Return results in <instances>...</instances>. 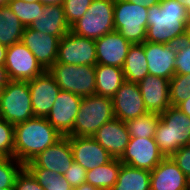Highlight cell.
Here are the masks:
<instances>
[{
    "label": "cell",
    "instance_id": "8d00e7d4",
    "mask_svg": "<svg viewBox=\"0 0 190 190\" xmlns=\"http://www.w3.org/2000/svg\"><path fill=\"white\" fill-rule=\"evenodd\" d=\"M14 190H45L24 167L17 175Z\"/></svg>",
    "mask_w": 190,
    "mask_h": 190
},
{
    "label": "cell",
    "instance_id": "ba28073f",
    "mask_svg": "<svg viewBox=\"0 0 190 190\" xmlns=\"http://www.w3.org/2000/svg\"><path fill=\"white\" fill-rule=\"evenodd\" d=\"M48 71L61 90L74 93L81 98L95 94V66L55 63Z\"/></svg>",
    "mask_w": 190,
    "mask_h": 190
},
{
    "label": "cell",
    "instance_id": "ee69618b",
    "mask_svg": "<svg viewBox=\"0 0 190 190\" xmlns=\"http://www.w3.org/2000/svg\"><path fill=\"white\" fill-rule=\"evenodd\" d=\"M65 0H38V2L42 3L44 6L47 5H63Z\"/></svg>",
    "mask_w": 190,
    "mask_h": 190
},
{
    "label": "cell",
    "instance_id": "6da1fadb",
    "mask_svg": "<svg viewBox=\"0 0 190 190\" xmlns=\"http://www.w3.org/2000/svg\"><path fill=\"white\" fill-rule=\"evenodd\" d=\"M190 18L182 3L177 0H160L148 7L145 41L159 44H176L188 36Z\"/></svg>",
    "mask_w": 190,
    "mask_h": 190
},
{
    "label": "cell",
    "instance_id": "681fc988",
    "mask_svg": "<svg viewBox=\"0 0 190 190\" xmlns=\"http://www.w3.org/2000/svg\"><path fill=\"white\" fill-rule=\"evenodd\" d=\"M23 1H25V2H38V0H23Z\"/></svg>",
    "mask_w": 190,
    "mask_h": 190
},
{
    "label": "cell",
    "instance_id": "484cf974",
    "mask_svg": "<svg viewBox=\"0 0 190 190\" xmlns=\"http://www.w3.org/2000/svg\"><path fill=\"white\" fill-rule=\"evenodd\" d=\"M151 171L121 164L118 178L111 190H150Z\"/></svg>",
    "mask_w": 190,
    "mask_h": 190
},
{
    "label": "cell",
    "instance_id": "5b68a950",
    "mask_svg": "<svg viewBox=\"0 0 190 190\" xmlns=\"http://www.w3.org/2000/svg\"><path fill=\"white\" fill-rule=\"evenodd\" d=\"M0 117L12 125L35 117L28 81L10 80L0 90Z\"/></svg>",
    "mask_w": 190,
    "mask_h": 190
},
{
    "label": "cell",
    "instance_id": "d590c367",
    "mask_svg": "<svg viewBox=\"0 0 190 190\" xmlns=\"http://www.w3.org/2000/svg\"><path fill=\"white\" fill-rule=\"evenodd\" d=\"M175 75L190 73V39L185 38L176 43Z\"/></svg>",
    "mask_w": 190,
    "mask_h": 190
},
{
    "label": "cell",
    "instance_id": "9a60e30c",
    "mask_svg": "<svg viewBox=\"0 0 190 190\" xmlns=\"http://www.w3.org/2000/svg\"><path fill=\"white\" fill-rule=\"evenodd\" d=\"M115 118L126 122L148 113L138 83L125 81L112 97Z\"/></svg>",
    "mask_w": 190,
    "mask_h": 190
},
{
    "label": "cell",
    "instance_id": "4fadbf2b",
    "mask_svg": "<svg viewBox=\"0 0 190 190\" xmlns=\"http://www.w3.org/2000/svg\"><path fill=\"white\" fill-rule=\"evenodd\" d=\"M73 161V153L68 136H62L53 145L40 152L36 158L24 167L45 168L64 176Z\"/></svg>",
    "mask_w": 190,
    "mask_h": 190
},
{
    "label": "cell",
    "instance_id": "3957f363",
    "mask_svg": "<svg viewBox=\"0 0 190 190\" xmlns=\"http://www.w3.org/2000/svg\"><path fill=\"white\" fill-rule=\"evenodd\" d=\"M154 138L164 157H171L181 147L190 144V117L170 106L160 114Z\"/></svg>",
    "mask_w": 190,
    "mask_h": 190
},
{
    "label": "cell",
    "instance_id": "b9f144b4",
    "mask_svg": "<svg viewBox=\"0 0 190 190\" xmlns=\"http://www.w3.org/2000/svg\"><path fill=\"white\" fill-rule=\"evenodd\" d=\"M185 115L190 117V97L177 106Z\"/></svg>",
    "mask_w": 190,
    "mask_h": 190
},
{
    "label": "cell",
    "instance_id": "9c48e42d",
    "mask_svg": "<svg viewBox=\"0 0 190 190\" xmlns=\"http://www.w3.org/2000/svg\"><path fill=\"white\" fill-rule=\"evenodd\" d=\"M55 63L95 66L97 64L95 40L69 31L59 41Z\"/></svg>",
    "mask_w": 190,
    "mask_h": 190
},
{
    "label": "cell",
    "instance_id": "8fae6325",
    "mask_svg": "<svg viewBox=\"0 0 190 190\" xmlns=\"http://www.w3.org/2000/svg\"><path fill=\"white\" fill-rule=\"evenodd\" d=\"M155 138H131L119 158L122 164L152 171L163 159Z\"/></svg>",
    "mask_w": 190,
    "mask_h": 190
},
{
    "label": "cell",
    "instance_id": "7c38bea8",
    "mask_svg": "<svg viewBox=\"0 0 190 190\" xmlns=\"http://www.w3.org/2000/svg\"><path fill=\"white\" fill-rule=\"evenodd\" d=\"M28 85L34 116L46 118L61 88L48 70H45L34 79L28 80Z\"/></svg>",
    "mask_w": 190,
    "mask_h": 190
},
{
    "label": "cell",
    "instance_id": "ab89813d",
    "mask_svg": "<svg viewBox=\"0 0 190 190\" xmlns=\"http://www.w3.org/2000/svg\"><path fill=\"white\" fill-rule=\"evenodd\" d=\"M10 81L7 70L4 65H0V90H2Z\"/></svg>",
    "mask_w": 190,
    "mask_h": 190
},
{
    "label": "cell",
    "instance_id": "8992f818",
    "mask_svg": "<svg viewBox=\"0 0 190 190\" xmlns=\"http://www.w3.org/2000/svg\"><path fill=\"white\" fill-rule=\"evenodd\" d=\"M148 7L114 0V28L132 44H142L147 31Z\"/></svg>",
    "mask_w": 190,
    "mask_h": 190
},
{
    "label": "cell",
    "instance_id": "7402d4cb",
    "mask_svg": "<svg viewBox=\"0 0 190 190\" xmlns=\"http://www.w3.org/2000/svg\"><path fill=\"white\" fill-rule=\"evenodd\" d=\"M113 158H120L130 141L126 123L113 118L103 124L92 136Z\"/></svg>",
    "mask_w": 190,
    "mask_h": 190
},
{
    "label": "cell",
    "instance_id": "bcb514c9",
    "mask_svg": "<svg viewBox=\"0 0 190 190\" xmlns=\"http://www.w3.org/2000/svg\"><path fill=\"white\" fill-rule=\"evenodd\" d=\"M184 5L190 18V0H177Z\"/></svg>",
    "mask_w": 190,
    "mask_h": 190
},
{
    "label": "cell",
    "instance_id": "f35d334b",
    "mask_svg": "<svg viewBox=\"0 0 190 190\" xmlns=\"http://www.w3.org/2000/svg\"><path fill=\"white\" fill-rule=\"evenodd\" d=\"M171 158L190 180V144L181 147L171 156Z\"/></svg>",
    "mask_w": 190,
    "mask_h": 190
},
{
    "label": "cell",
    "instance_id": "836d02e7",
    "mask_svg": "<svg viewBox=\"0 0 190 190\" xmlns=\"http://www.w3.org/2000/svg\"><path fill=\"white\" fill-rule=\"evenodd\" d=\"M14 125L0 117V157H14Z\"/></svg>",
    "mask_w": 190,
    "mask_h": 190
},
{
    "label": "cell",
    "instance_id": "d6a6232c",
    "mask_svg": "<svg viewBox=\"0 0 190 190\" xmlns=\"http://www.w3.org/2000/svg\"><path fill=\"white\" fill-rule=\"evenodd\" d=\"M170 104L177 107L190 97V73L174 75L170 79Z\"/></svg>",
    "mask_w": 190,
    "mask_h": 190
},
{
    "label": "cell",
    "instance_id": "4dcf8cb0",
    "mask_svg": "<svg viewBox=\"0 0 190 190\" xmlns=\"http://www.w3.org/2000/svg\"><path fill=\"white\" fill-rule=\"evenodd\" d=\"M7 5L25 27H29L34 20H38L44 8L40 2L30 3L23 0H11Z\"/></svg>",
    "mask_w": 190,
    "mask_h": 190
},
{
    "label": "cell",
    "instance_id": "f6af8a7d",
    "mask_svg": "<svg viewBox=\"0 0 190 190\" xmlns=\"http://www.w3.org/2000/svg\"><path fill=\"white\" fill-rule=\"evenodd\" d=\"M73 190H99V189L92 186L91 184L83 183L80 186L73 188Z\"/></svg>",
    "mask_w": 190,
    "mask_h": 190
},
{
    "label": "cell",
    "instance_id": "e575fe53",
    "mask_svg": "<svg viewBox=\"0 0 190 190\" xmlns=\"http://www.w3.org/2000/svg\"><path fill=\"white\" fill-rule=\"evenodd\" d=\"M93 0H65L63 3L65 18L69 26L75 24L87 12Z\"/></svg>",
    "mask_w": 190,
    "mask_h": 190
},
{
    "label": "cell",
    "instance_id": "ffe728a7",
    "mask_svg": "<svg viewBox=\"0 0 190 190\" xmlns=\"http://www.w3.org/2000/svg\"><path fill=\"white\" fill-rule=\"evenodd\" d=\"M148 112L162 114L170 106V80L148 74L138 83Z\"/></svg>",
    "mask_w": 190,
    "mask_h": 190
},
{
    "label": "cell",
    "instance_id": "e0dca14e",
    "mask_svg": "<svg viewBox=\"0 0 190 190\" xmlns=\"http://www.w3.org/2000/svg\"><path fill=\"white\" fill-rule=\"evenodd\" d=\"M144 53L150 75L169 80L175 75L176 44L144 41Z\"/></svg>",
    "mask_w": 190,
    "mask_h": 190
},
{
    "label": "cell",
    "instance_id": "1f68e13d",
    "mask_svg": "<svg viewBox=\"0 0 190 190\" xmlns=\"http://www.w3.org/2000/svg\"><path fill=\"white\" fill-rule=\"evenodd\" d=\"M23 168L15 157H0V189H14L16 177Z\"/></svg>",
    "mask_w": 190,
    "mask_h": 190
},
{
    "label": "cell",
    "instance_id": "f1b7e54d",
    "mask_svg": "<svg viewBox=\"0 0 190 190\" xmlns=\"http://www.w3.org/2000/svg\"><path fill=\"white\" fill-rule=\"evenodd\" d=\"M159 121L160 114L148 112L125 123L131 138H154Z\"/></svg>",
    "mask_w": 190,
    "mask_h": 190
},
{
    "label": "cell",
    "instance_id": "30bf717a",
    "mask_svg": "<svg viewBox=\"0 0 190 190\" xmlns=\"http://www.w3.org/2000/svg\"><path fill=\"white\" fill-rule=\"evenodd\" d=\"M10 80L28 81L42 74L45 69L21 41L7 47L4 64Z\"/></svg>",
    "mask_w": 190,
    "mask_h": 190
},
{
    "label": "cell",
    "instance_id": "7dc6e473",
    "mask_svg": "<svg viewBox=\"0 0 190 190\" xmlns=\"http://www.w3.org/2000/svg\"><path fill=\"white\" fill-rule=\"evenodd\" d=\"M11 0H0V6L7 5Z\"/></svg>",
    "mask_w": 190,
    "mask_h": 190
},
{
    "label": "cell",
    "instance_id": "52a82bcc",
    "mask_svg": "<svg viewBox=\"0 0 190 190\" xmlns=\"http://www.w3.org/2000/svg\"><path fill=\"white\" fill-rule=\"evenodd\" d=\"M70 31L93 40L115 31L114 0H93L87 12L71 26Z\"/></svg>",
    "mask_w": 190,
    "mask_h": 190
},
{
    "label": "cell",
    "instance_id": "d4e9b609",
    "mask_svg": "<svg viewBox=\"0 0 190 190\" xmlns=\"http://www.w3.org/2000/svg\"><path fill=\"white\" fill-rule=\"evenodd\" d=\"M122 69L125 80L134 83H139L149 74L144 42L131 45Z\"/></svg>",
    "mask_w": 190,
    "mask_h": 190
},
{
    "label": "cell",
    "instance_id": "5bb4252c",
    "mask_svg": "<svg viewBox=\"0 0 190 190\" xmlns=\"http://www.w3.org/2000/svg\"><path fill=\"white\" fill-rule=\"evenodd\" d=\"M81 101L78 95L60 90L46 119L62 136H67L73 130Z\"/></svg>",
    "mask_w": 190,
    "mask_h": 190
},
{
    "label": "cell",
    "instance_id": "60d3db41",
    "mask_svg": "<svg viewBox=\"0 0 190 190\" xmlns=\"http://www.w3.org/2000/svg\"><path fill=\"white\" fill-rule=\"evenodd\" d=\"M128 2L141 5L143 7H151L159 4L160 0H127Z\"/></svg>",
    "mask_w": 190,
    "mask_h": 190
},
{
    "label": "cell",
    "instance_id": "2e32d148",
    "mask_svg": "<svg viewBox=\"0 0 190 190\" xmlns=\"http://www.w3.org/2000/svg\"><path fill=\"white\" fill-rule=\"evenodd\" d=\"M73 159L86 171L104 165L113 159L93 137L68 136Z\"/></svg>",
    "mask_w": 190,
    "mask_h": 190
},
{
    "label": "cell",
    "instance_id": "83f0119b",
    "mask_svg": "<svg viewBox=\"0 0 190 190\" xmlns=\"http://www.w3.org/2000/svg\"><path fill=\"white\" fill-rule=\"evenodd\" d=\"M122 162L113 158L110 162L86 172V183L99 190L111 189L117 181Z\"/></svg>",
    "mask_w": 190,
    "mask_h": 190
},
{
    "label": "cell",
    "instance_id": "d6986e66",
    "mask_svg": "<svg viewBox=\"0 0 190 190\" xmlns=\"http://www.w3.org/2000/svg\"><path fill=\"white\" fill-rule=\"evenodd\" d=\"M97 64L123 68L132 43L118 31L107 33L95 40Z\"/></svg>",
    "mask_w": 190,
    "mask_h": 190
},
{
    "label": "cell",
    "instance_id": "74e56055",
    "mask_svg": "<svg viewBox=\"0 0 190 190\" xmlns=\"http://www.w3.org/2000/svg\"><path fill=\"white\" fill-rule=\"evenodd\" d=\"M86 169L80 164L73 161L70 168L66 171L64 177L72 188L78 187L83 183H86Z\"/></svg>",
    "mask_w": 190,
    "mask_h": 190
},
{
    "label": "cell",
    "instance_id": "f546056e",
    "mask_svg": "<svg viewBox=\"0 0 190 190\" xmlns=\"http://www.w3.org/2000/svg\"><path fill=\"white\" fill-rule=\"evenodd\" d=\"M45 190H73L64 176L45 168H26Z\"/></svg>",
    "mask_w": 190,
    "mask_h": 190
},
{
    "label": "cell",
    "instance_id": "7a4b0ae2",
    "mask_svg": "<svg viewBox=\"0 0 190 190\" xmlns=\"http://www.w3.org/2000/svg\"><path fill=\"white\" fill-rule=\"evenodd\" d=\"M14 135V157L24 166L62 137L44 117L14 125Z\"/></svg>",
    "mask_w": 190,
    "mask_h": 190
},
{
    "label": "cell",
    "instance_id": "4316f807",
    "mask_svg": "<svg viewBox=\"0 0 190 190\" xmlns=\"http://www.w3.org/2000/svg\"><path fill=\"white\" fill-rule=\"evenodd\" d=\"M25 26L8 5L0 6V44L11 46L20 42Z\"/></svg>",
    "mask_w": 190,
    "mask_h": 190
},
{
    "label": "cell",
    "instance_id": "c3c4849f",
    "mask_svg": "<svg viewBox=\"0 0 190 190\" xmlns=\"http://www.w3.org/2000/svg\"><path fill=\"white\" fill-rule=\"evenodd\" d=\"M188 39H190V22L188 24V36H187Z\"/></svg>",
    "mask_w": 190,
    "mask_h": 190
},
{
    "label": "cell",
    "instance_id": "ac0fdd59",
    "mask_svg": "<svg viewBox=\"0 0 190 190\" xmlns=\"http://www.w3.org/2000/svg\"><path fill=\"white\" fill-rule=\"evenodd\" d=\"M60 39L25 27L21 42L33 53L40 65L49 70L56 62Z\"/></svg>",
    "mask_w": 190,
    "mask_h": 190
},
{
    "label": "cell",
    "instance_id": "603a6c76",
    "mask_svg": "<svg viewBox=\"0 0 190 190\" xmlns=\"http://www.w3.org/2000/svg\"><path fill=\"white\" fill-rule=\"evenodd\" d=\"M31 29L58 37L60 40L71 30L66 21L63 5L44 6L38 20L29 26Z\"/></svg>",
    "mask_w": 190,
    "mask_h": 190
},
{
    "label": "cell",
    "instance_id": "cb8c5ba5",
    "mask_svg": "<svg viewBox=\"0 0 190 190\" xmlns=\"http://www.w3.org/2000/svg\"><path fill=\"white\" fill-rule=\"evenodd\" d=\"M95 94L112 98L126 81L122 68L102 64L95 65Z\"/></svg>",
    "mask_w": 190,
    "mask_h": 190
},
{
    "label": "cell",
    "instance_id": "277c9868",
    "mask_svg": "<svg viewBox=\"0 0 190 190\" xmlns=\"http://www.w3.org/2000/svg\"><path fill=\"white\" fill-rule=\"evenodd\" d=\"M115 118L110 97L94 94L82 98L73 130L67 136L92 137L106 122Z\"/></svg>",
    "mask_w": 190,
    "mask_h": 190
},
{
    "label": "cell",
    "instance_id": "7bdbcfd3",
    "mask_svg": "<svg viewBox=\"0 0 190 190\" xmlns=\"http://www.w3.org/2000/svg\"><path fill=\"white\" fill-rule=\"evenodd\" d=\"M7 46L0 44V65H4L6 61Z\"/></svg>",
    "mask_w": 190,
    "mask_h": 190
},
{
    "label": "cell",
    "instance_id": "44dd1931",
    "mask_svg": "<svg viewBox=\"0 0 190 190\" xmlns=\"http://www.w3.org/2000/svg\"><path fill=\"white\" fill-rule=\"evenodd\" d=\"M150 190H190V180L171 157H165L151 171Z\"/></svg>",
    "mask_w": 190,
    "mask_h": 190
}]
</instances>
